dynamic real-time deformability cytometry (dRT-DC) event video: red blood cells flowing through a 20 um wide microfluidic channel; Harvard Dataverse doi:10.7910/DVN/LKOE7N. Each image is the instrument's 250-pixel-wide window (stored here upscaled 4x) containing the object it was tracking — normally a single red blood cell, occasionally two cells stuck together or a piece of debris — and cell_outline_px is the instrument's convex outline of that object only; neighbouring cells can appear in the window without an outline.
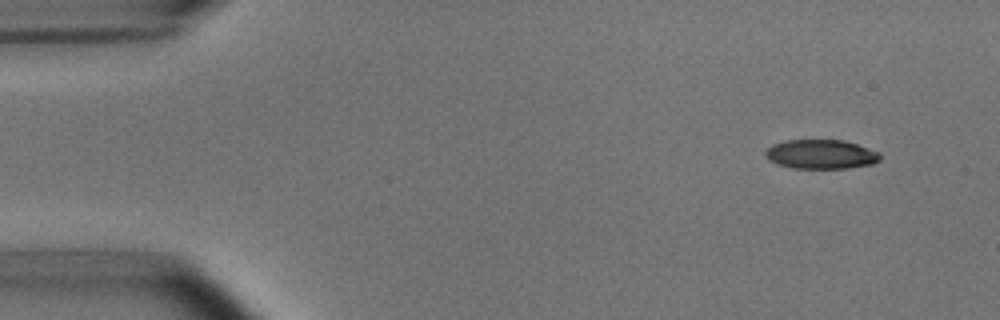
{"species": "common noctule bat (a hibernating species)", "species_latin": "Nyctalus noctula", "temperature_condition": "room temperature", "stored_images_in_passage": 49, "camera_frame_rate_fps": 3000, "um_per_image_px": 0.085, "animal": {"sex": "male", "body_mass_g": 15.6}, "frame": {"image": 1, "passage_image": 1, "time_ms": 0.0, "image_size_px": [1000, 320], "cell_outline_px": [[880, 160], [872, 164], [848, 168], [792, 168], [768, 160], [764, 156], [764, 152], [772, 144], [784, 140], [844, 140], [880, 152]], "centroid_in_image_um": [69.77, 13.11], "position_along_channel_um": 15.2, "area_um2": 19.59}}
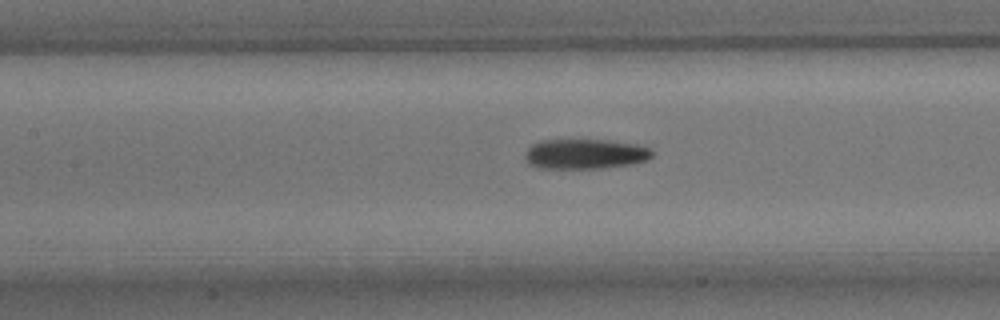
{"frame": {"image": 2, "passage_image": 20, "time_ms": 6.333, "image_size_px": [1000, 320], "cell_outline_px": [[652, 156], [648, 160], [632, 164], [604, 168], [540, 168], [528, 164], [524, 156], [528, 148], [532, 144], [540, 140], [608, 140], [640, 144], [652, 148]], "centroid_in_image_um": [49.77, 13.08], "position_along_channel_um": 157.6, "area_um2": 22.48}}
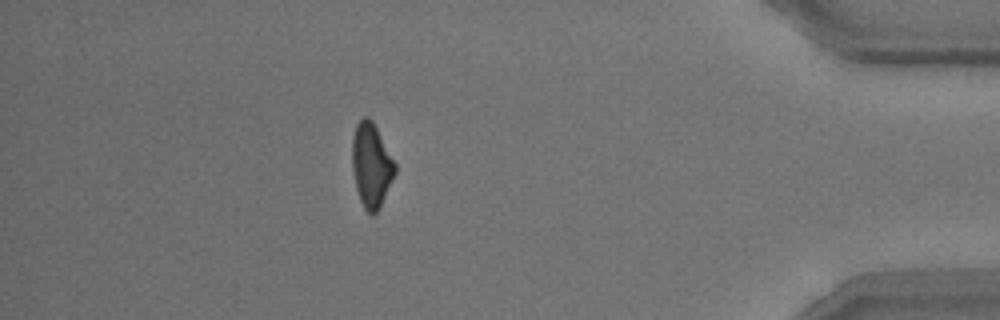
{"frame": {"image": 3, "passage_image": 43, "time_ms": 14.0, "image_size_px": [1000, 320], "cell_outline_px": [[396, 172], [380, 208], [372, 216], [364, 208], [360, 200], [356, 188], [352, 172], [352, 136], [356, 124], [364, 116], [368, 116], [372, 120], [396, 164]], "centroid_in_image_um": [31.55, 14.05], "position_along_channel_um": 403.7, "area_um2": 21.1}, "authors_computed_cell_mechanics": {"area_um2": 21.7328, "velocity_mm_per_s": 3.8059, "shape_relaxation_time_tau1_ms": 3.3919, "shape_relaxation_time_tau2_ms": 5.7522, "deformation_change_tau1": 0.1632, "deformation_change_tau2": 0.1546}}